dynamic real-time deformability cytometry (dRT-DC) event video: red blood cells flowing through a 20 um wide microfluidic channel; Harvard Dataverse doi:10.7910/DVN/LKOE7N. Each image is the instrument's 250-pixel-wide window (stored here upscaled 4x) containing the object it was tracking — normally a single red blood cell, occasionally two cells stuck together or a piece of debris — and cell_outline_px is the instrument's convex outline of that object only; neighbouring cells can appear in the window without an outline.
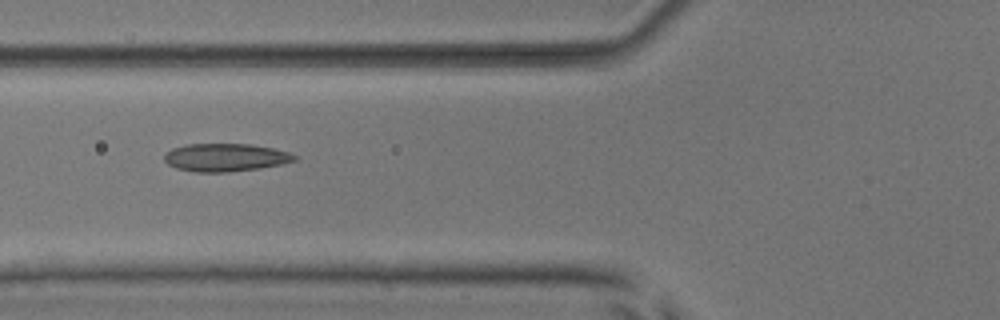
{"species": "common noctule bat (a hibernating species)", "species_latin": "Nyctalus noctula", "temperature_condition": "room temperature", "stored_images_in_passage": 7, "camera_frame_rate_fps": 3000, "um_per_image_px": 0.085, "animal": {"sex": "male", "body_mass_g": 17.9, "forearm_length_mm": 54.2}, "frame": {"image": 1, "passage_image": 4, "time_ms": 3.333, "image_size_px": [1000, 320], "cell_outline_px": [[296, 160], [280, 164], [260, 168], [228, 172], [196, 172], [176, 168], [168, 164], [164, 160], [164, 156], [172, 148], [188, 144], [252, 144], [272, 148], [288, 152], [296, 156]], "centroid_in_image_um": [19.15, 13.38], "position_along_channel_um": 106.7, "area_um2": 21.04}}
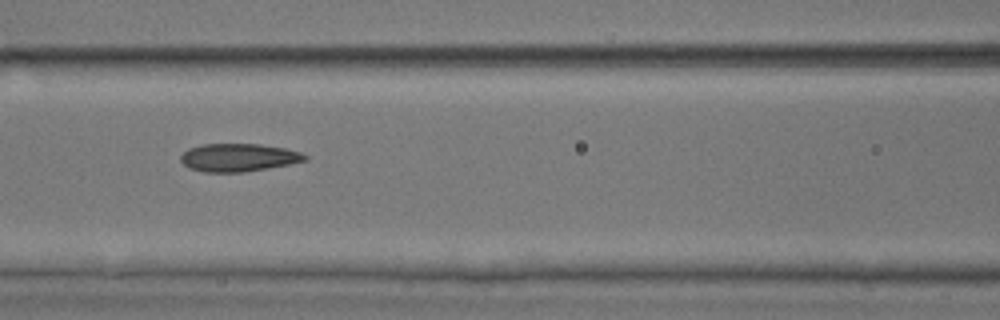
{"frame": {"image": 2, "passage_image": 5, "time_ms": 4.333, "image_size_px": [1000, 320], "cell_outline_px": [[308, 160], [268, 168], [244, 172], [204, 172], [188, 168], [180, 160], [180, 156], [188, 148], [200, 144], [260, 144], [284, 148], [300, 152], [308, 156]], "centroid_in_image_um": [20.25, 13.39], "position_along_channel_um": 146.4, "area_um2": 20.29}}